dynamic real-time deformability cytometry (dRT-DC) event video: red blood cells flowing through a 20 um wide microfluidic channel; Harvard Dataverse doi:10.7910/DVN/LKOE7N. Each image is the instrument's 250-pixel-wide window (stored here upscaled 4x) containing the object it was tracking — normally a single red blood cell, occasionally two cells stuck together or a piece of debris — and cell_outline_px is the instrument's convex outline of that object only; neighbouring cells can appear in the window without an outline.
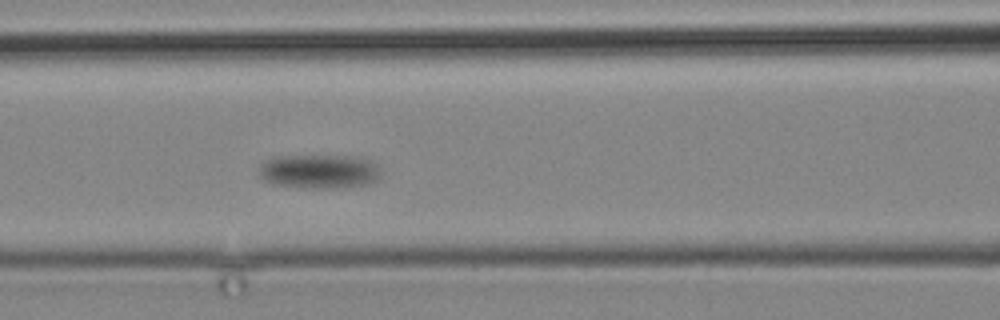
{"species": "common noctule bat (a hibernating species)", "species_latin": "Nyctalus noctula", "temperature_condition": "cold", "stored_images_in_passage": 5, "camera_frame_rate_fps": 3000, "um_per_image_px": 0.085, "animal": {"sex": "male", "body_mass_g": 19.2, "forearm_length_mm": 51.8}, "frame": {"image": 1, "passage_image": 5, "time_ms": 5.667, "image_size_px": [1000, 320], "cell_outline_px": [[380, 180], [368, 184], [336, 188], [304, 188], [272, 184], [264, 180], [260, 176], [260, 164], [272, 156], [360, 156], [372, 160], [380, 168]], "centroid_in_image_um": [27.17, 14.57], "position_along_channel_um": 139.4, "area_um2": 24.68}}